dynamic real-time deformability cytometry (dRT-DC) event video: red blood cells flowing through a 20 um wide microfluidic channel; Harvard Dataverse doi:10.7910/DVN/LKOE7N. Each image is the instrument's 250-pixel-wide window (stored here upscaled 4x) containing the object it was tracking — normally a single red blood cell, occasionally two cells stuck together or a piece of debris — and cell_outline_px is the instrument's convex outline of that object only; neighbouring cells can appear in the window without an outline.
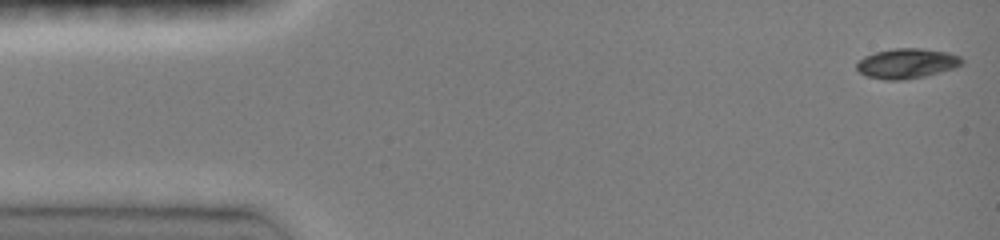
{"species": "common noctule bat (a hibernating species)", "species_latin": "Nyctalus noctula", "temperature_condition": "room temperature", "stored_images_in_passage": 21, "camera_frame_rate_fps": 3000, "um_per_image_px": 0.085, "animal": {"sex": "female", "body_mass_g": 19.0, "forearm_length_mm": 51.5}, "frame": {"image": 1, "passage_image": 1, "time_ms": 0.0, "image_size_px": [1000, 240], "cell_outline_px": [[964, 60], [956, 68], [924, 76], [904, 80], [884, 80], [868, 76], [860, 72], [856, 68], [856, 64], [864, 56], [876, 52], [896, 48], [920, 48], [948, 52], [960, 56]], "centroid_in_image_um": [77.09, 5.39], "position_along_channel_um": 7.9, "area_um2": 18.32}}
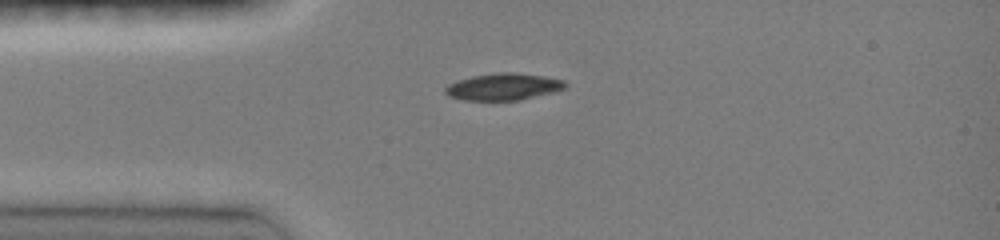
{"frame": {"image": 2, "passage_image": 11, "time_ms": 3.333, "image_size_px": [1000, 240], "cell_outline_px": [[568, 84], [564, 88], [552, 92], [520, 100], [464, 100], [448, 96], [444, 92], [444, 88], [448, 84], [456, 80], [472, 76], [500, 72], [512, 72], [544, 76], [564, 80]], "centroid_in_image_um": [42.75, 7.37], "position_along_channel_um": 42.2, "area_um2": 18.79}}
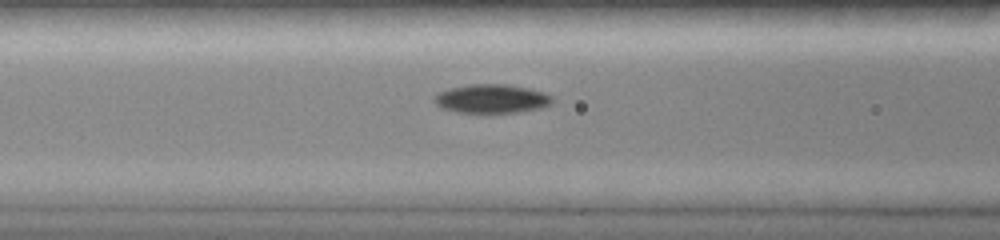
{"frame": {"image": 3, "passage_image": 18, "time_ms": 5.667, "image_size_px": [1000, 240], "cell_outline_px": [[552, 104], [540, 108], [520, 112], [456, 112], [440, 108], [432, 100], [432, 96], [448, 88], [468, 84], [504, 84], [528, 88], [544, 92], [552, 96]], "centroid_in_image_um": [41.75, 8.39], "position_along_channel_um": 124.9, "area_um2": 19.94}}